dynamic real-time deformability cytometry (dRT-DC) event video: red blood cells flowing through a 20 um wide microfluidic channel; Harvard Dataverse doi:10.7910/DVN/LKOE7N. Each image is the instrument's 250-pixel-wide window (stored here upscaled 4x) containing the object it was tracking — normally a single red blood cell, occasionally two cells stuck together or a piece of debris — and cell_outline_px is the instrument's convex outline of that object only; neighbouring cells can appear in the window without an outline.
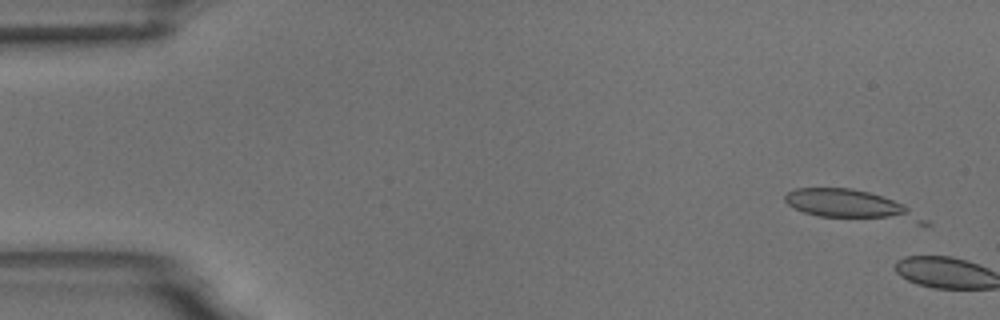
{"species": "common noctule bat (a hibernating species)", "species_latin": "Nyctalus noctula", "temperature_condition": "room temperature", "stored_images_in_passage": 2, "camera_frame_rate_fps": 3000, "um_per_image_px": 0.085, "animal": {"sex": "male", "body_mass_g": 18.8}, "frame": {"image": 1, "passage_image": 1, "time_ms": 0.0, "image_size_px": [1000, 320], "cell_outline_px": [[932, 224], [916, 224], [816, 216], [804, 212], [788, 204], [784, 200], [784, 196], [788, 192], [796, 188], [852, 188], [868, 192], [904, 204]], "centroid_in_image_um": [72.36, 17.46], "position_along_channel_um": 12.6, "area_um2": 23.87}}